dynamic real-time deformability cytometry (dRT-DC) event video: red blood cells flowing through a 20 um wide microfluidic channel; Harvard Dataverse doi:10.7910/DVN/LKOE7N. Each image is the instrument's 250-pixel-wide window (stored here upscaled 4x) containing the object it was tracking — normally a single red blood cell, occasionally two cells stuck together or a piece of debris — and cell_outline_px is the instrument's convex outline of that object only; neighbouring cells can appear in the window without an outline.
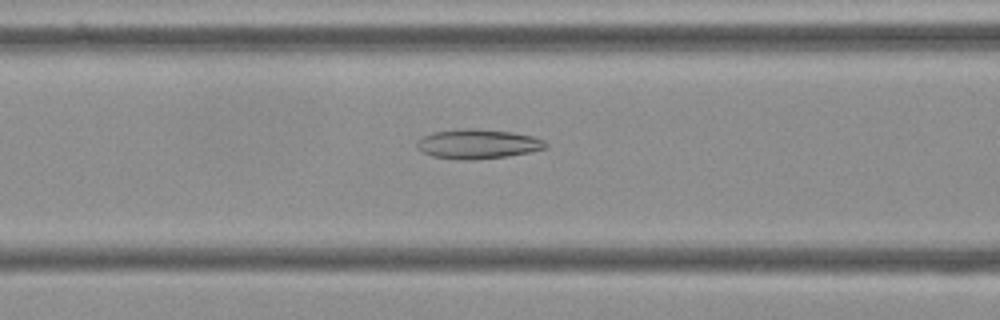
{"species": "Egyptian fruit bat (a non-hibernating species)", "species_latin": "Rousettus aegyptiacus", "temperature_condition": "cold", "stored_images_in_passage": 52, "camera_frame_rate_fps": 3000, "um_per_image_px": 0.085, "frame": {"image": 1, "passage_image": 19, "time_ms": 6.0, "image_size_px": [1000, 320], "cell_outline_px": [[548, 144], [544, 148], [528, 152], [508, 156], [472, 160], [460, 160], [432, 156], [416, 148], [416, 144], [424, 136], [432, 132], [460, 128], [476, 128], [512, 132], [532, 136], [544, 140]], "centroid_in_image_um": [40.59, 12.23], "position_along_channel_um": 126.0, "area_um2": 22.14}}
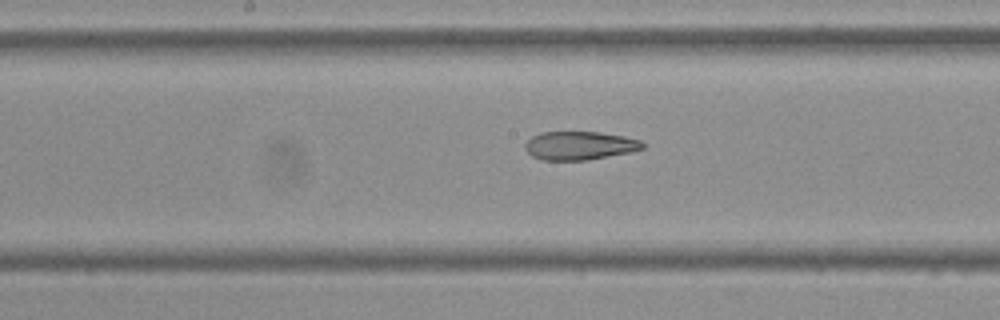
{"frame": {"image": 2, "passage_image": 25, "time_ms": 8.0, "image_size_px": [1000, 320], "cell_outline_px": [[644, 148], [628, 152], [588, 160], [544, 160], [532, 156], [524, 148], [524, 144], [532, 136], [540, 132], [600, 132], [624, 136], [640, 140], [644, 144]], "centroid_in_image_um": [49.24, 12.37], "position_along_channel_um": 199.0, "area_um2": 19.42}}
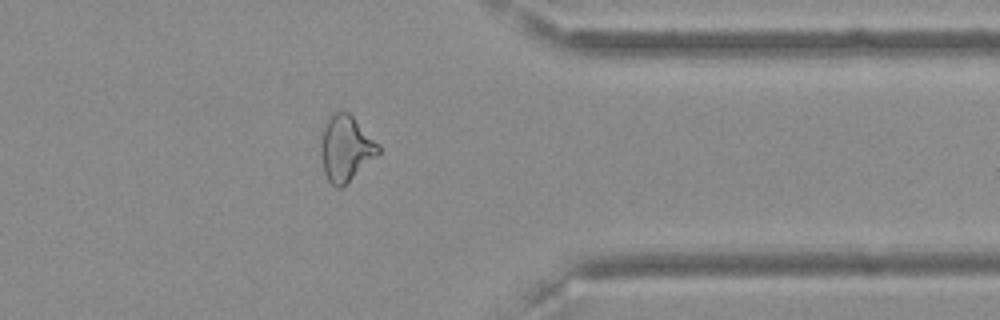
{"frame": {"image": 3, "passage_image": 41, "time_ms": 13.333, "image_size_px": [1000, 320], "cell_outline_px": [[380, 152], [376, 156], [340, 188], [336, 188], [328, 180], [324, 172], [320, 152], [320, 144], [324, 124], [332, 112], [348, 112], [380, 144]], "centroid_in_image_um": [29.37, 12.59], "position_along_channel_um": 382.0, "area_um2": 21.79}, "authors_computed_cell_mechanics": {"area_um2": 22.6865, "velocity_mm_per_s": 3.6346, "shape_relaxation_time_tau1_ms": null, "shape_relaxation_time_tau2_ms": 4.8907, "deformation_change_tau1": null, "deformation_change_tau2": 0.147}}